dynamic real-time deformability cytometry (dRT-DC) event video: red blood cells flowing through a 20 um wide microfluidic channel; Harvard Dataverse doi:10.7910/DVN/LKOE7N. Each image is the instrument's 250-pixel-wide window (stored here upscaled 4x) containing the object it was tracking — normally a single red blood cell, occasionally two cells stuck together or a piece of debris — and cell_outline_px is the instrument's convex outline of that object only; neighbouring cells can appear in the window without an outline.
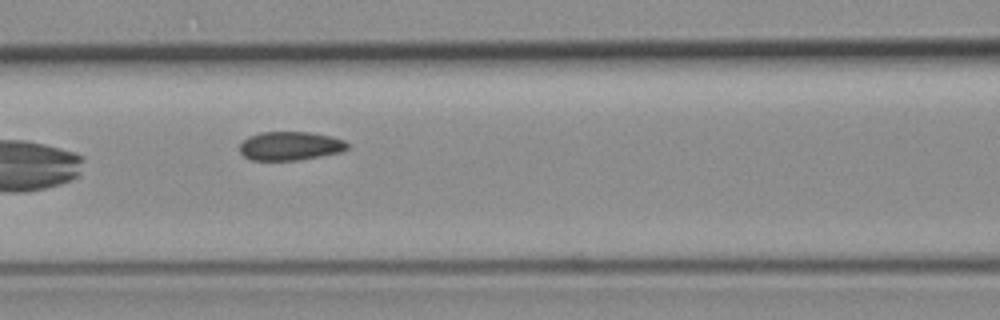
{"species": "common noctule bat (a hibernating species)", "species_latin": "Nyctalus noctula", "temperature_condition": "room temperature", "stored_images_in_passage": 8, "camera_frame_rate_fps": 3000, "um_per_image_px": 0.085, "animal": {"sex": "female", "body_mass_g": 19.3, "forearm_length_mm": 54.1}, "frame": {"image": 1, "passage_image": 7, "time_ms": 7.0, "image_size_px": [1000, 320], "cell_outline_px": [[348, 148], [340, 152], [320, 156], [296, 160], [252, 160], [244, 156], [240, 152], [240, 144], [248, 136], [260, 132], [312, 132], [332, 136], [344, 140], [348, 144]], "centroid_in_image_um": [24.66, 12.39], "position_along_channel_um": 141.9, "area_um2": 18.03}}
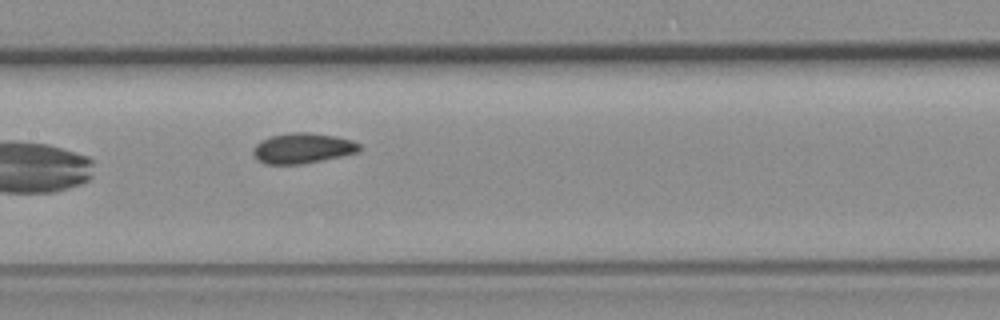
{"frame": {"image": 2, "passage_image": 8, "time_ms": 8.0, "image_size_px": [1000, 320], "cell_outline_px": [[360, 148], [356, 152], [340, 156], [304, 164], [264, 164], [256, 160], [252, 152], [252, 148], [260, 140], [272, 136], [292, 132], [308, 132], [336, 136], [352, 140], [360, 144]], "centroid_in_image_um": [25.67, 12.6], "position_along_channel_um": 181.7, "area_um2": 18.84}}